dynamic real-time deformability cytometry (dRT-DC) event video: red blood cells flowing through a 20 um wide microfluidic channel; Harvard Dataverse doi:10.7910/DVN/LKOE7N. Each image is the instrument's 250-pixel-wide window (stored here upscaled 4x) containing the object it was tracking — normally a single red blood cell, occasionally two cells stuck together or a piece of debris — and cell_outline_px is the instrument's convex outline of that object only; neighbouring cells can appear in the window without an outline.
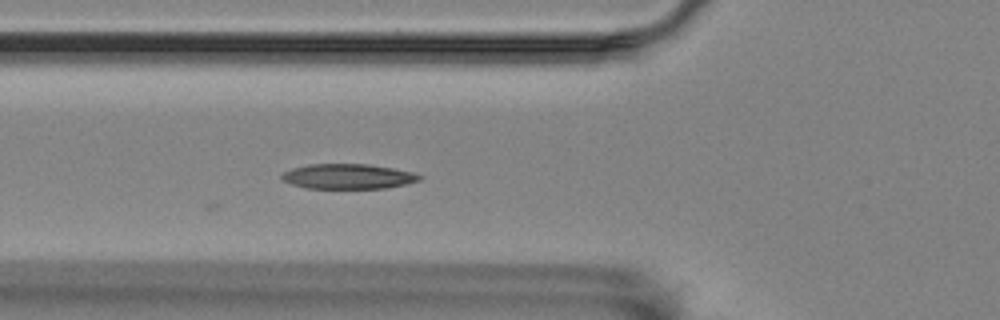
{"species": "Egyptian fruit bat (a non-hibernating species)", "species_latin": "Rousettus aegyptiacus", "temperature_condition": "room temperature", "stored_images_in_passage": 20, "camera_frame_rate_fps": 3000, "um_per_image_px": 0.085, "animal": {"sex": "female"}, "frame": {"image": 1, "passage_image": 3, "time_ms": 0.667, "image_size_px": [1000, 320], "cell_outline_px": [[424, 176], [420, 180], [404, 184], [384, 188], [308, 188], [292, 184], [284, 180], [280, 176], [284, 172], [292, 168], [308, 164], [368, 164], [392, 168], [412, 172]], "centroid_in_image_um": [29.59, 14.99], "position_along_channel_um": 96.2, "area_um2": 19.88}}
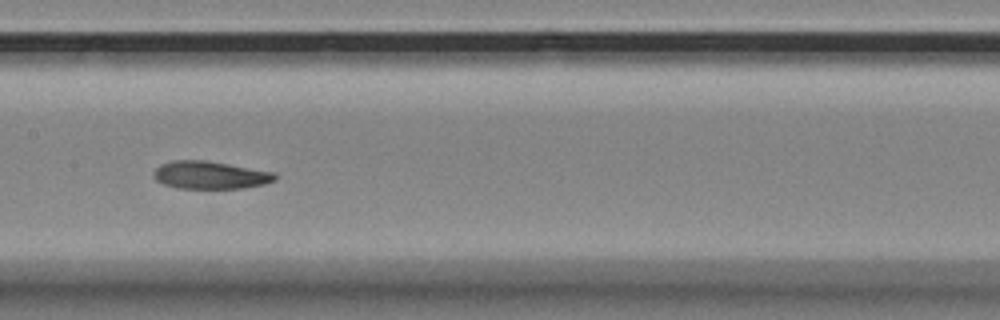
{"frame": {"image": 2, "passage_image": 11, "time_ms": 3.333, "image_size_px": [1000, 320], "cell_outline_px": [[276, 180], [264, 184], [244, 188], [176, 188], [164, 184], [156, 180], [152, 176], [152, 172], [160, 164], [172, 160], [204, 160], [276, 172]], "centroid_in_image_um": [17.84, 14.88], "position_along_channel_um": 189.6, "area_um2": 19.71}}
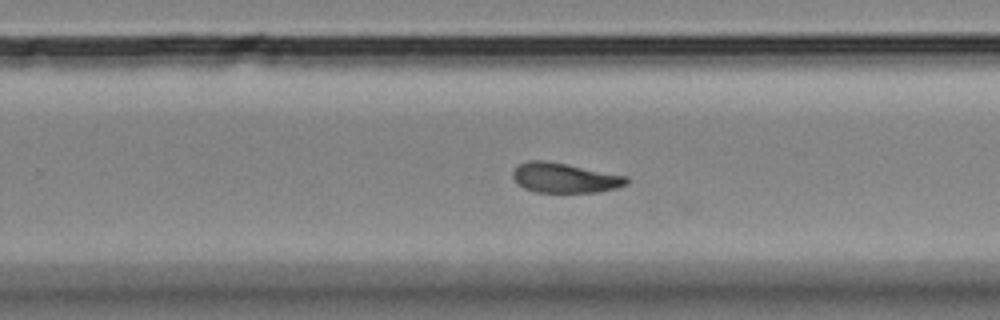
{"frame": {"image": 3, "passage_image": 19, "time_ms": 6.0, "image_size_px": [1000, 320], "cell_outline_px": [[628, 184], [616, 188], [600, 192], [536, 192], [524, 188], [512, 176], [512, 172], [516, 164], [528, 160], [544, 160], [568, 164], [628, 176]], "centroid_in_image_um": [48.0, 15.1], "position_along_channel_um": 281.8, "area_um2": 19.94}}